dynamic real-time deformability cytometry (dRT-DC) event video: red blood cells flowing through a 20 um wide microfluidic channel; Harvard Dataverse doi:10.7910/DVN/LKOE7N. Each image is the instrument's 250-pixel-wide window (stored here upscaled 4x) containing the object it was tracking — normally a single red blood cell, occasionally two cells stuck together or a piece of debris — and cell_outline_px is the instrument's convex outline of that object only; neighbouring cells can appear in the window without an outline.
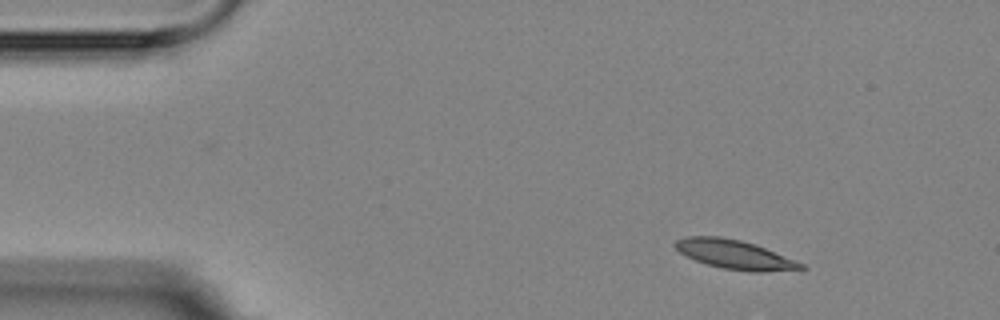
{"species": "Egyptian fruit bat (a non-hibernating species)", "species_latin": "Rousettus aegyptiacus", "temperature_condition": "room temperature", "stored_images_in_passage": 10, "camera_frame_rate_fps": 3000, "um_per_image_px": 0.085, "animal": {"sex": "female"}, "frame": {"image": 1, "passage_image": 2, "time_ms": 2.0, "image_size_px": [1000, 320], "cell_outline_px": [[808, 268], [764, 272], [748, 272], [724, 268], [708, 264], [696, 260], [680, 252], [672, 244], [676, 240], [688, 236], [720, 236], [740, 240], [756, 244], [804, 264]], "centroid_in_image_um": [62.45, 21.63], "position_along_channel_um": 22.5, "area_um2": 21.15}}
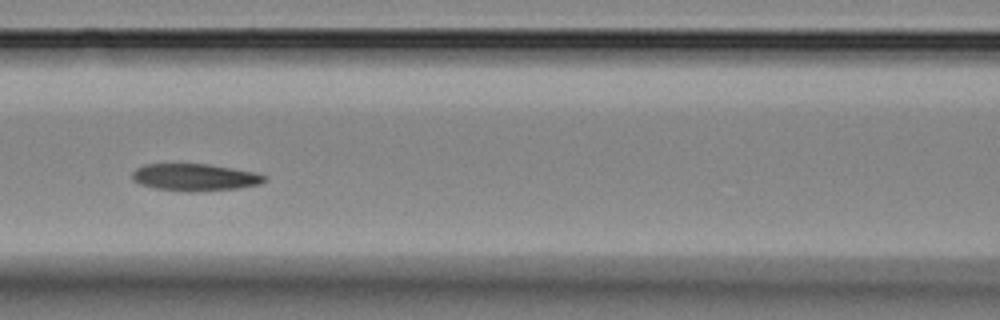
{"frame": {"image": 2, "passage_image": 7, "time_ms": 7.667, "image_size_px": [1000, 320], "cell_outline_px": [[268, 180], [260, 184], [240, 188], [156, 188], [140, 184], [132, 180], [132, 172], [136, 168], [144, 164], [208, 164], [256, 172], [268, 176]], "centroid_in_image_um": [16.6, 15.0], "position_along_channel_um": 150.0, "area_um2": 19.83}}
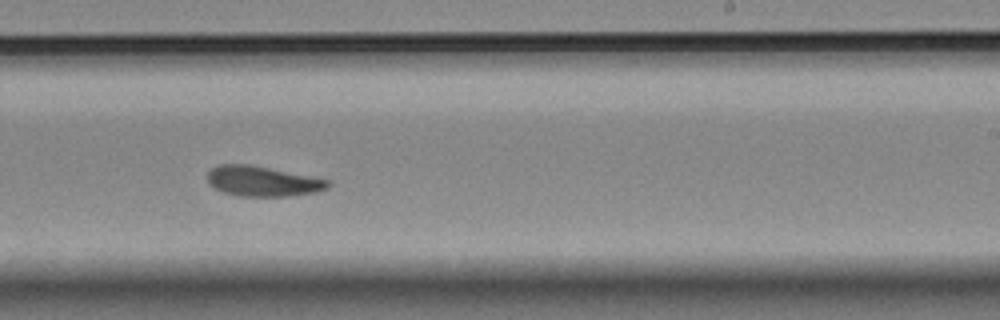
{"frame": {"image": 3, "passage_image": 10, "time_ms": 11.0, "image_size_px": [1000, 320], "cell_outline_px": [[332, 184], [328, 188], [316, 192], [288, 196], [236, 196], [212, 188], [208, 184], [208, 172], [216, 164], [252, 164], [328, 180]], "centroid_in_image_um": [22.28, 15.4], "position_along_channel_um": 266.7, "area_um2": 21.33}}